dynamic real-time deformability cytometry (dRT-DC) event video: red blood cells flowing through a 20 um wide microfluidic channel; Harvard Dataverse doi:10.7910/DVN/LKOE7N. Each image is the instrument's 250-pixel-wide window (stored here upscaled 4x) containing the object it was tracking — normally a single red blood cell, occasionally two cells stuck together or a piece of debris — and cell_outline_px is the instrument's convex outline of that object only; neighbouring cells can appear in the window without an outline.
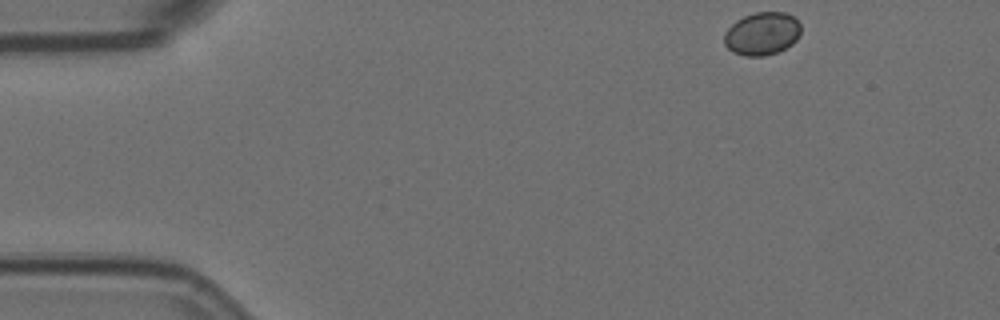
{"species": "Egyptian fruit bat (a non-hibernating species)", "species_latin": "Rousettus aegyptiacus", "temperature_condition": "room temperature", "stored_images_in_passage": 22, "camera_frame_rate_fps": 3000, "um_per_image_px": 0.085, "animal": {"sex": "female"}, "frame": {"image": 1, "passage_image": 1, "time_ms": 0.0, "image_size_px": [1000, 320], "cell_outline_px": [[800, 36], [792, 44], [776, 52], [764, 56], [744, 56], [732, 52], [724, 44], [724, 32], [736, 20], [744, 16], [756, 12], [788, 12], [800, 24]], "centroid_in_image_um": [64.76, 2.86], "position_along_channel_um": 20.2, "area_um2": 19.25}}
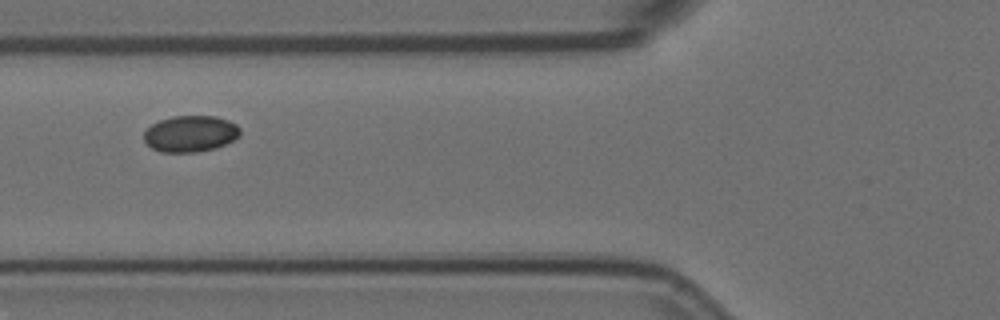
{"frame": {"image": 2, "passage_image": 16, "time_ms": 5.0, "image_size_px": [1000, 320], "cell_outline_px": [[240, 136], [216, 148], [196, 152], [160, 152], [152, 148], [144, 140], [144, 132], [152, 124], [160, 120], [172, 116], [216, 116], [228, 120], [236, 124], [240, 128]], "centroid_in_image_um": [16.19, 11.36], "position_along_channel_um": 109.6, "area_um2": 20.35}}
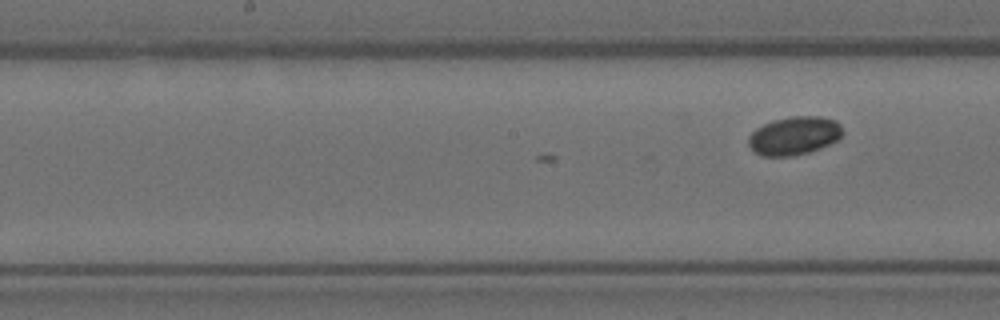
{"frame": {"image": 3, "passage_image": 22, "time_ms": 7.0, "image_size_px": [1000, 320], "cell_outline_px": [[844, 132], [832, 144], [808, 152], [792, 156], [760, 156], [748, 144], [748, 136], [756, 128], [772, 120], [792, 116], [820, 116], [836, 120], [840, 124]], "centroid_in_image_um": [67.52, 11.53], "position_along_channel_um": 180.7, "area_um2": 21.15}}